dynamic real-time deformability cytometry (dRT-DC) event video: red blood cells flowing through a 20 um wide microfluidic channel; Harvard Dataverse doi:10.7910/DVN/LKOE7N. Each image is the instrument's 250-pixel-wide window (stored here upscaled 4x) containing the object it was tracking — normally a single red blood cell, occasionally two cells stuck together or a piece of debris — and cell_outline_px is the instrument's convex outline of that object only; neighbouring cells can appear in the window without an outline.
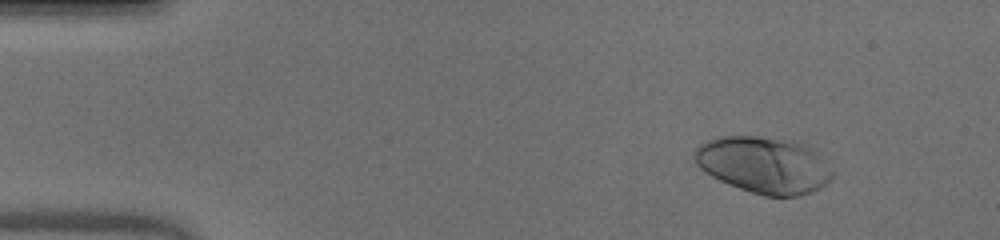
{"species": "human", "species_latin": "Homo sapiens", "temperature_condition": "warm", "stored_images_in_passage": 46, "camera_frame_rate_fps": 3000, "um_per_image_px": 0.085, "donor": {"sex": "male"}, "frame": {"image": 1, "passage_image": 1, "time_ms": 0.0, "image_size_px": [1000, 240], "cell_outline_px": [[832, 180], [820, 188], [796, 196], [768, 196], [752, 192], [740, 188], [720, 180], [712, 176], [700, 168], [696, 164], [692, 156], [692, 152], [700, 144], [708, 140], [720, 136], [756, 136], [792, 140], [812, 148], [816, 152], [832, 172]], "centroid_in_image_um": [64.89, 14.0], "position_along_channel_um": 20.1, "area_um2": 45.14}}
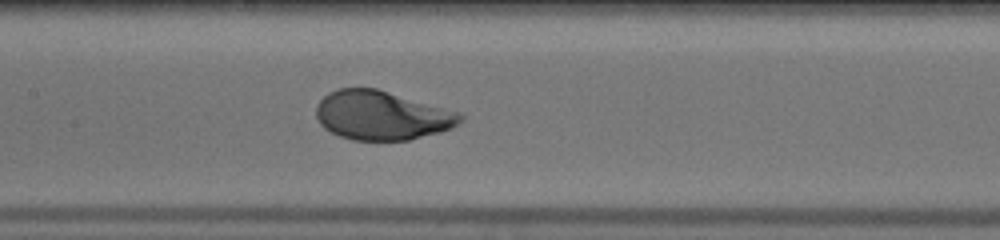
{"frame": {"image": 2, "passage_image": 20, "time_ms": 6.333, "image_size_px": [1000, 240], "cell_outline_px": [[464, 116], [456, 124], [440, 132], [408, 140], [352, 140], [340, 136], [324, 128], [320, 124], [316, 116], [316, 104], [328, 92], [340, 88], [376, 88], [460, 112]], "centroid_in_image_um": [32.41, 9.8], "position_along_channel_um": 175.0, "area_um2": 40.98}}
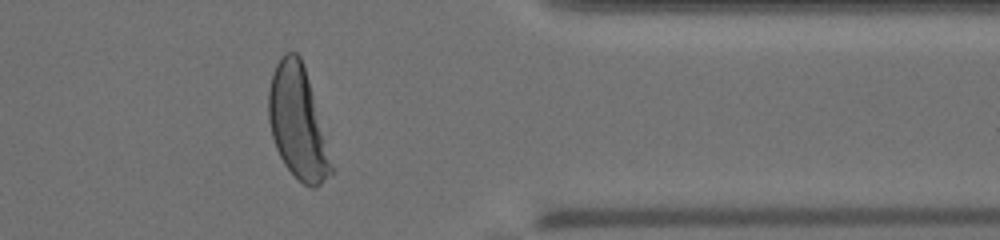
{"frame": {"image": 3, "passage_image": 37, "time_ms": 12.0, "image_size_px": [1000, 240], "cell_outline_px": [[332, 172], [316, 188], [312, 188], [304, 184], [284, 164], [276, 148], [272, 136], [268, 120], [268, 92], [272, 72], [280, 56], [284, 52], [296, 52], [300, 56], [308, 80], [332, 168]], "centroid_in_image_um": [25.23, 10.38], "position_along_channel_um": 386.2, "area_um2": 39.82}}